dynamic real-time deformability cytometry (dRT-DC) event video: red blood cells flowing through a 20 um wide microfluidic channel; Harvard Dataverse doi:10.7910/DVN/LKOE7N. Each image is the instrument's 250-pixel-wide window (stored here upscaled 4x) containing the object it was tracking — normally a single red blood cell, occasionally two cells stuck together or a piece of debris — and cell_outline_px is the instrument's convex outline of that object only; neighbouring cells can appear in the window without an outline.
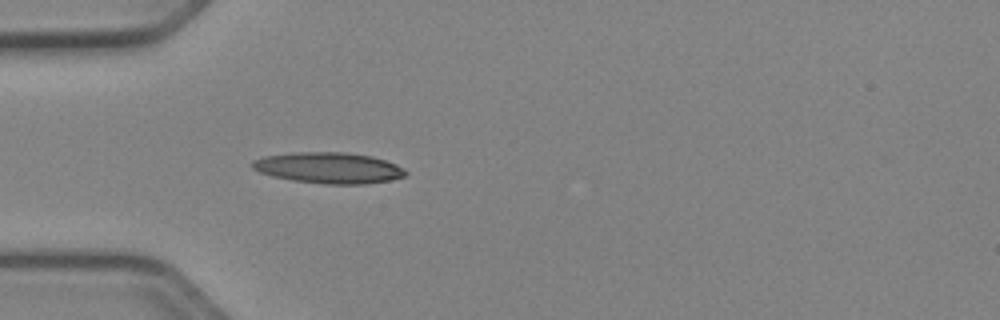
{"species": "Egyptian fruit bat (a non-hibernating species)", "species_latin": "Rousettus aegyptiacus", "temperature_condition": "cold", "stored_images_in_passage": 37, "camera_frame_rate_fps": 3000, "um_per_image_px": 0.085, "animal": {"sex": "female"}, "frame": {"image": 1, "passage_image": 1, "time_ms": 0.0, "image_size_px": [1000, 320], "cell_outline_px": [[408, 172], [404, 176], [392, 180], [364, 184], [324, 184], [292, 180], [272, 176], [260, 172], [252, 168], [252, 160], [264, 156], [292, 152], [348, 152], [372, 156], [396, 164], [404, 168]], "centroid_in_image_um": [27.95, 14.26], "position_along_channel_um": 57.1, "area_um2": 27.86}}
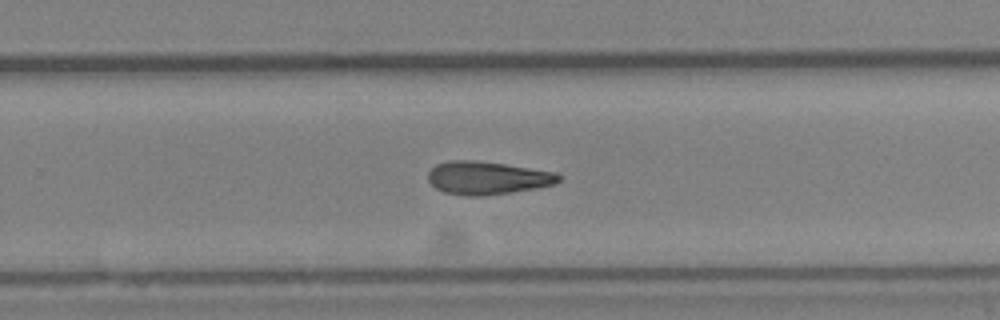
{"frame": {"image": 2, "passage_image": 19, "time_ms": 6.0, "image_size_px": [1000, 320], "cell_outline_px": [[560, 180], [556, 184], [536, 188], [484, 196], [468, 196], [444, 192], [436, 188], [428, 180], [428, 172], [436, 164], [448, 160], [476, 160], [504, 164], [556, 172], [560, 176]], "centroid_in_image_um": [41.41, 15.12], "position_along_channel_um": 288.4, "area_um2": 25.14}}
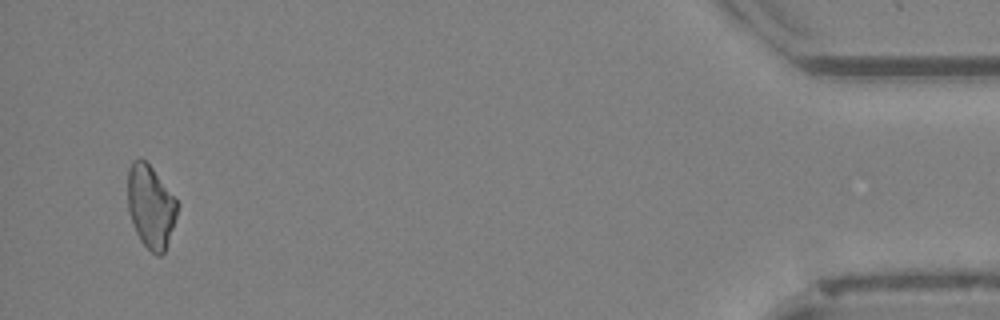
{"frame": {"image": 3, "passage_image": 35, "time_ms": 11.333, "image_size_px": [1000, 320], "cell_outline_px": [[180, 204], [164, 252], [160, 256], [156, 256], [140, 240], [136, 232], [128, 212], [128, 168], [132, 160], [140, 156], [152, 168]], "centroid_in_image_um": [12.79, 17.53], "position_along_channel_um": 422.4, "area_um2": 23.87}, "authors_computed_cell_mechanics": {"area_um2": 24.6806, "velocity_mm_per_s": 3.9685, "shape_relaxation_time_tau1_ms": 9.2092, "shape_relaxation_time_tau2_ms": null, "deformation_change_tau1": 0.1905, "deformation_change_tau2": null}}